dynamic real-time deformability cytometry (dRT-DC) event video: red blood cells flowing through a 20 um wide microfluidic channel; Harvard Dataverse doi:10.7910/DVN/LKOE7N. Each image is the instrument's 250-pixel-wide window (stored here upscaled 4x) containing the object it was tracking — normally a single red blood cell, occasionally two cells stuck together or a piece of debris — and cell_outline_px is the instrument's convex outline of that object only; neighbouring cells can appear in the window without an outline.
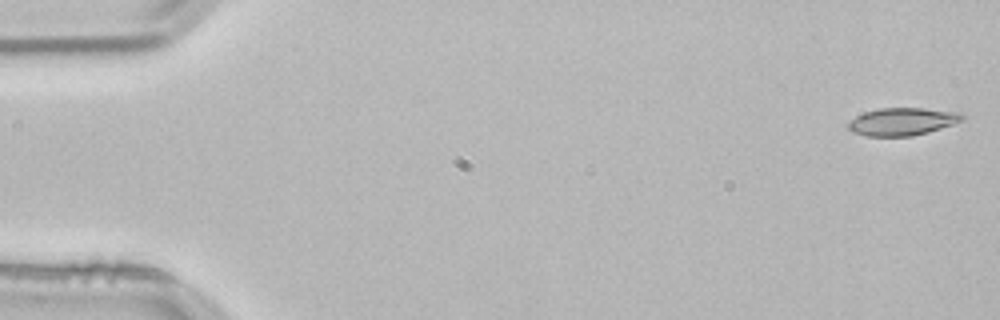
{"species": "common noctule bat (a hibernating species)", "species_latin": "Nyctalus noctula", "temperature_condition": "room temperature", "stored_images_in_passage": 53, "camera_frame_rate_fps": 3000, "um_per_image_px": 0.085, "animal": {"sex": "male", "body_mass_g": 21.5, "forearm_length_mm": 52.0}, "frame": {"image": 1, "passage_image": 1, "time_ms": 0.0, "image_size_px": [1000, 320], "cell_outline_px": [[964, 120], [928, 132], [912, 136], [868, 136], [852, 132], [848, 128], [848, 124], [856, 116], [864, 112], [880, 108], [924, 108], [960, 112], [964, 116]], "centroid_in_image_um": [76.71, 10.33], "position_along_channel_um": 8.3, "area_um2": 18.26}}
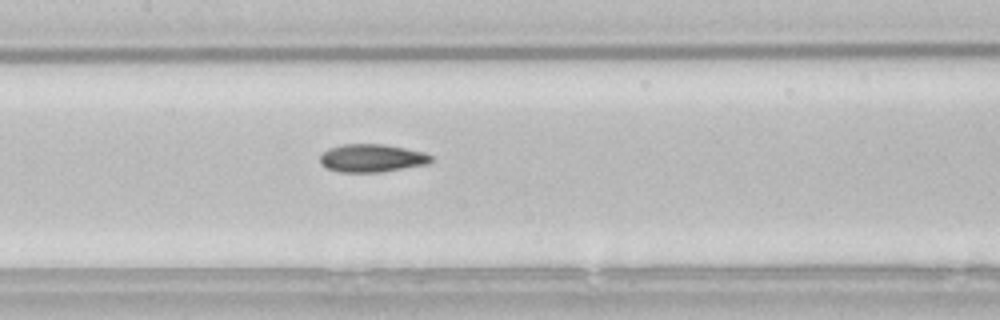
{"frame": {"image": 2, "passage_image": 25, "time_ms": 8.0, "image_size_px": [1000, 320], "cell_outline_px": [[436, 160], [428, 164], [380, 172], [340, 172], [324, 168], [320, 164], [320, 156], [328, 148], [340, 144], [384, 144], [424, 152], [432, 156]], "centroid_in_image_um": [31.6, 13.44], "position_along_channel_um": 175.8, "area_um2": 18.32}}
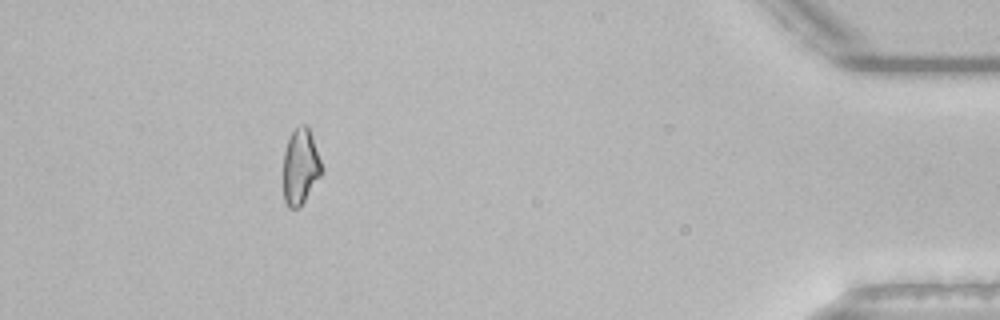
{"frame": {"image": 3, "passage_image": 48, "time_ms": 15.667, "image_size_px": [1000, 320], "cell_outline_px": [[324, 172], [300, 208], [288, 208], [284, 200], [284, 152], [288, 140], [292, 132], [300, 124], [304, 124], [308, 128], [312, 136]], "centroid_in_image_um": [25.55, 14.21], "position_along_channel_um": 409.7, "area_um2": 16.94}, "authors_computed_cell_mechanics": {"area_um2": 18.0914, "velocity_mm_per_s": 3.8206, "shape_relaxation_time_tau1_ms": 8.2578, "shape_relaxation_time_tau2_ms": 2.8095, "deformation_change_tau1": 0.1803, "deformation_change_tau2": 0.0971}}